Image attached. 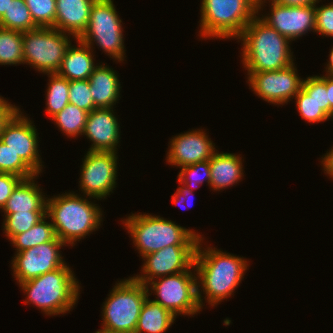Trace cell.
Returning <instances> with one entry per match:
<instances>
[{"mask_svg": "<svg viewBox=\"0 0 333 333\" xmlns=\"http://www.w3.org/2000/svg\"><path fill=\"white\" fill-rule=\"evenodd\" d=\"M202 240L203 237L199 239L194 260L198 302L201 308L204 306L202 290L206 303L208 302L213 307L233 295L232 293L244 279L245 271L249 267L248 261L243 257L231 255L215 247L203 248L200 243Z\"/></svg>", "mask_w": 333, "mask_h": 333, "instance_id": "1", "label": "cell"}, {"mask_svg": "<svg viewBox=\"0 0 333 333\" xmlns=\"http://www.w3.org/2000/svg\"><path fill=\"white\" fill-rule=\"evenodd\" d=\"M237 39L242 41L241 62L248 72L276 71L294 63L291 41L257 15Z\"/></svg>", "mask_w": 333, "mask_h": 333, "instance_id": "2", "label": "cell"}, {"mask_svg": "<svg viewBox=\"0 0 333 333\" xmlns=\"http://www.w3.org/2000/svg\"><path fill=\"white\" fill-rule=\"evenodd\" d=\"M46 215L57 238L67 246H74L76 241L100 228L103 214L87 196L83 198L74 192H65L46 200Z\"/></svg>", "mask_w": 333, "mask_h": 333, "instance_id": "3", "label": "cell"}, {"mask_svg": "<svg viewBox=\"0 0 333 333\" xmlns=\"http://www.w3.org/2000/svg\"><path fill=\"white\" fill-rule=\"evenodd\" d=\"M26 293L25 304H34L46 315H60L70 311L79 298L80 285L67 264L19 283Z\"/></svg>", "mask_w": 333, "mask_h": 333, "instance_id": "4", "label": "cell"}, {"mask_svg": "<svg viewBox=\"0 0 333 333\" xmlns=\"http://www.w3.org/2000/svg\"><path fill=\"white\" fill-rule=\"evenodd\" d=\"M122 221L141 257L168 246H197L202 237L195 230L152 214H132Z\"/></svg>", "mask_w": 333, "mask_h": 333, "instance_id": "5", "label": "cell"}, {"mask_svg": "<svg viewBox=\"0 0 333 333\" xmlns=\"http://www.w3.org/2000/svg\"><path fill=\"white\" fill-rule=\"evenodd\" d=\"M201 38H238L257 15L253 0H202Z\"/></svg>", "mask_w": 333, "mask_h": 333, "instance_id": "6", "label": "cell"}, {"mask_svg": "<svg viewBox=\"0 0 333 333\" xmlns=\"http://www.w3.org/2000/svg\"><path fill=\"white\" fill-rule=\"evenodd\" d=\"M147 287L133 277L114 285L102 307V329L135 333L141 308L149 297Z\"/></svg>", "mask_w": 333, "mask_h": 333, "instance_id": "7", "label": "cell"}, {"mask_svg": "<svg viewBox=\"0 0 333 333\" xmlns=\"http://www.w3.org/2000/svg\"><path fill=\"white\" fill-rule=\"evenodd\" d=\"M119 18L113 0H95L87 28L78 39L92 49L95 43L110 58L118 62L124 61L126 53L122 20Z\"/></svg>", "mask_w": 333, "mask_h": 333, "instance_id": "8", "label": "cell"}, {"mask_svg": "<svg viewBox=\"0 0 333 333\" xmlns=\"http://www.w3.org/2000/svg\"><path fill=\"white\" fill-rule=\"evenodd\" d=\"M70 37L54 28L38 27L22 32L23 64H29L43 74L57 73L71 45Z\"/></svg>", "mask_w": 333, "mask_h": 333, "instance_id": "9", "label": "cell"}, {"mask_svg": "<svg viewBox=\"0 0 333 333\" xmlns=\"http://www.w3.org/2000/svg\"><path fill=\"white\" fill-rule=\"evenodd\" d=\"M192 268L194 270L195 266L185 272L154 279L146 285L157 295L153 301L174 316H193L202 309L198 302L197 273L196 270L192 272Z\"/></svg>", "mask_w": 333, "mask_h": 333, "instance_id": "10", "label": "cell"}, {"mask_svg": "<svg viewBox=\"0 0 333 333\" xmlns=\"http://www.w3.org/2000/svg\"><path fill=\"white\" fill-rule=\"evenodd\" d=\"M117 153L87 151L80 169L81 193L89 199H105L113 192L117 180Z\"/></svg>", "mask_w": 333, "mask_h": 333, "instance_id": "11", "label": "cell"}, {"mask_svg": "<svg viewBox=\"0 0 333 333\" xmlns=\"http://www.w3.org/2000/svg\"><path fill=\"white\" fill-rule=\"evenodd\" d=\"M294 64L276 71L247 72L250 89L266 102L287 104L302 88L303 79Z\"/></svg>", "mask_w": 333, "mask_h": 333, "instance_id": "12", "label": "cell"}, {"mask_svg": "<svg viewBox=\"0 0 333 333\" xmlns=\"http://www.w3.org/2000/svg\"><path fill=\"white\" fill-rule=\"evenodd\" d=\"M67 246L61 240H52L18 252L12 260L13 276L17 283L54 271L66 263L60 249Z\"/></svg>", "mask_w": 333, "mask_h": 333, "instance_id": "13", "label": "cell"}, {"mask_svg": "<svg viewBox=\"0 0 333 333\" xmlns=\"http://www.w3.org/2000/svg\"><path fill=\"white\" fill-rule=\"evenodd\" d=\"M197 246H168L142 257L141 275L133 278L145 286L152 280L189 270L194 265Z\"/></svg>", "mask_w": 333, "mask_h": 333, "instance_id": "14", "label": "cell"}, {"mask_svg": "<svg viewBox=\"0 0 333 333\" xmlns=\"http://www.w3.org/2000/svg\"><path fill=\"white\" fill-rule=\"evenodd\" d=\"M32 124L19 109L4 125L0 140L18 154L36 174H40L43 165L38 150V133Z\"/></svg>", "mask_w": 333, "mask_h": 333, "instance_id": "15", "label": "cell"}, {"mask_svg": "<svg viewBox=\"0 0 333 333\" xmlns=\"http://www.w3.org/2000/svg\"><path fill=\"white\" fill-rule=\"evenodd\" d=\"M267 15L260 18L290 41L302 37L308 31L315 32V4L287 6L271 3L270 14Z\"/></svg>", "mask_w": 333, "mask_h": 333, "instance_id": "16", "label": "cell"}, {"mask_svg": "<svg viewBox=\"0 0 333 333\" xmlns=\"http://www.w3.org/2000/svg\"><path fill=\"white\" fill-rule=\"evenodd\" d=\"M167 163L183 167L209 160L216 151L215 143L202 129L187 131L171 138Z\"/></svg>", "mask_w": 333, "mask_h": 333, "instance_id": "17", "label": "cell"}, {"mask_svg": "<svg viewBox=\"0 0 333 333\" xmlns=\"http://www.w3.org/2000/svg\"><path fill=\"white\" fill-rule=\"evenodd\" d=\"M113 111V108H96L88 113L83 134L93 143L89 151L117 153L120 126Z\"/></svg>", "mask_w": 333, "mask_h": 333, "instance_id": "18", "label": "cell"}, {"mask_svg": "<svg viewBox=\"0 0 333 333\" xmlns=\"http://www.w3.org/2000/svg\"><path fill=\"white\" fill-rule=\"evenodd\" d=\"M95 0H56L54 29L78 39L87 28Z\"/></svg>", "mask_w": 333, "mask_h": 333, "instance_id": "19", "label": "cell"}, {"mask_svg": "<svg viewBox=\"0 0 333 333\" xmlns=\"http://www.w3.org/2000/svg\"><path fill=\"white\" fill-rule=\"evenodd\" d=\"M116 73L104 64L93 70L88 80L95 108H113L119 100L121 84Z\"/></svg>", "mask_w": 333, "mask_h": 333, "instance_id": "20", "label": "cell"}, {"mask_svg": "<svg viewBox=\"0 0 333 333\" xmlns=\"http://www.w3.org/2000/svg\"><path fill=\"white\" fill-rule=\"evenodd\" d=\"M210 161V188L215 191L226 189L237 184L243 174V163L240 155L234 153L214 152Z\"/></svg>", "mask_w": 333, "mask_h": 333, "instance_id": "21", "label": "cell"}, {"mask_svg": "<svg viewBox=\"0 0 333 333\" xmlns=\"http://www.w3.org/2000/svg\"><path fill=\"white\" fill-rule=\"evenodd\" d=\"M36 176L22 179L15 189L12 191L6 205L2 211L7 216L15 212H27V211H46L47 197L42 194L37 182L35 183Z\"/></svg>", "mask_w": 333, "mask_h": 333, "instance_id": "22", "label": "cell"}, {"mask_svg": "<svg viewBox=\"0 0 333 333\" xmlns=\"http://www.w3.org/2000/svg\"><path fill=\"white\" fill-rule=\"evenodd\" d=\"M75 40L78 47L72 44L68 47L57 74L69 81L88 80L97 66V64L94 65L93 51L81 40Z\"/></svg>", "mask_w": 333, "mask_h": 333, "instance_id": "23", "label": "cell"}, {"mask_svg": "<svg viewBox=\"0 0 333 333\" xmlns=\"http://www.w3.org/2000/svg\"><path fill=\"white\" fill-rule=\"evenodd\" d=\"M170 311L147 297L139 315L135 333H163L175 321Z\"/></svg>", "mask_w": 333, "mask_h": 333, "instance_id": "24", "label": "cell"}, {"mask_svg": "<svg viewBox=\"0 0 333 333\" xmlns=\"http://www.w3.org/2000/svg\"><path fill=\"white\" fill-rule=\"evenodd\" d=\"M47 215L41 218L28 231L14 235L9 241L16 248V253L38 246L52 240H59L51 222H47Z\"/></svg>", "mask_w": 333, "mask_h": 333, "instance_id": "25", "label": "cell"}, {"mask_svg": "<svg viewBox=\"0 0 333 333\" xmlns=\"http://www.w3.org/2000/svg\"><path fill=\"white\" fill-rule=\"evenodd\" d=\"M87 111L73 104H67L66 107L54 115L51 119L57 127L68 137H78L83 135L85 124L88 117Z\"/></svg>", "mask_w": 333, "mask_h": 333, "instance_id": "26", "label": "cell"}, {"mask_svg": "<svg viewBox=\"0 0 333 333\" xmlns=\"http://www.w3.org/2000/svg\"><path fill=\"white\" fill-rule=\"evenodd\" d=\"M22 32L0 27V65L23 64Z\"/></svg>", "mask_w": 333, "mask_h": 333, "instance_id": "27", "label": "cell"}, {"mask_svg": "<svg viewBox=\"0 0 333 333\" xmlns=\"http://www.w3.org/2000/svg\"><path fill=\"white\" fill-rule=\"evenodd\" d=\"M50 77L46 94V114L52 118L69 104V80L57 73L46 74Z\"/></svg>", "mask_w": 333, "mask_h": 333, "instance_id": "28", "label": "cell"}, {"mask_svg": "<svg viewBox=\"0 0 333 333\" xmlns=\"http://www.w3.org/2000/svg\"><path fill=\"white\" fill-rule=\"evenodd\" d=\"M0 27L20 32L37 29L25 0H12L8 10L0 18Z\"/></svg>", "mask_w": 333, "mask_h": 333, "instance_id": "29", "label": "cell"}, {"mask_svg": "<svg viewBox=\"0 0 333 333\" xmlns=\"http://www.w3.org/2000/svg\"><path fill=\"white\" fill-rule=\"evenodd\" d=\"M45 215L46 211H18L11 213L3 219V231L8 240H10L14 235L28 231Z\"/></svg>", "mask_w": 333, "mask_h": 333, "instance_id": "30", "label": "cell"}, {"mask_svg": "<svg viewBox=\"0 0 333 333\" xmlns=\"http://www.w3.org/2000/svg\"><path fill=\"white\" fill-rule=\"evenodd\" d=\"M0 172L12 173L23 179L37 174L22 160V158L0 140Z\"/></svg>", "mask_w": 333, "mask_h": 333, "instance_id": "31", "label": "cell"}, {"mask_svg": "<svg viewBox=\"0 0 333 333\" xmlns=\"http://www.w3.org/2000/svg\"><path fill=\"white\" fill-rule=\"evenodd\" d=\"M35 25L53 28L56 18V0H25Z\"/></svg>", "mask_w": 333, "mask_h": 333, "instance_id": "32", "label": "cell"}, {"mask_svg": "<svg viewBox=\"0 0 333 333\" xmlns=\"http://www.w3.org/2000/svg\"><path fill=\"white\" fill-rule=\"evenodd\" d=\"M200 174H203L200 176ZM210 161L205 160L181 167L178 182L187 186L191 191L203 184L204 180L210 187Z\"/></svg>", "mask_w": 333, "mask_h": 333, "instance_id": "33", "label": "cell"}, {"mask_svg": "<svg viewBox=\"0 0 333 333\" xmlns=\"http://www.w3.org/2000/svg\"><path fill=\"white\" fill-rule=\"evenodd\" d=\"M294 99L300 117L308 123H319L331 118L302 88Z\"/></svg>", "mask_w": 333, "mask_h": 333, "instance_id": "34", "label": "cell"}, {"mask_svg": "<svg viewBox=\"0 0 333 333\" xmlns=\"http://www.w3.org/2000/svg\"><path fill=\"white\" fill-rule=\"evenodd\" d=\"M302 89L330 116L326 74L324 76L307 77L302 82Z\"/></svg>", "mask_w": 333, "mask_h": 333, "instance_id": "35", "label": "cell"}, {"mask_svg": "<svg viewBox=\"0 0 333 333\" xmlns=\"http://www.w3.org/2000/svg\"><path fill=\"white\" fill-rule=\"evenodd\" d=\"M69 103L87 112L96 109L90 92L89 80L69 81Z\"/></svg>", "mask_w": 333, "mask_h": 333, "instance_id": "36", "label": "cell"}, {"mask_svg": "<svg viewBox=\"0 0 333 333\" xmlns=\"http://www.w3.org/2000/svg\"><path fill=\"white\" fill-rule=\"evenodd\" d=\"M315 15V32L325 37H333V2L321 7L315 4Z\"/></svg>", "mask_w": 333, "mask_h": 333, "instance_id": "37", "label": "cell"}, {"mask_svg": "<svg viewBox=\"0 0 333 333\" xmlns=\"http://www.w3.org/2000/svg\"><path fill=\"white\" fill-rule=\"evenodd\" d=\"M23 178L12 174L0 172V209L6 205L12 191Z\"/></svg>", "mask_w": 333, "mask_h": 333, "instance_id": "38", "label": "cell"}, {"mask_svg": "<svg viewBox=\"0 0 333 333\" xmlns=\"http://www.w3.org/2000/svg\"><path fill=\"white\" fill-rule=\"evenodd\" d=\"M20 108L11 104L4 97H0V134L3 131L4 125Z\"/></svg>", "mask_w": 333, "mask_h": 333, "instance_id": "39", "label": "cell"}, {"mask_svg": "<svg viewBox=\"0 0 333 333\" xmlns=\"http://www.w3.org/2000/svg\"><path fill=\"white\" fill-rule=\"evenodd\" d=\"M179 184H180V186L181 185L182 186L178 187V189L176 190V192L174 193V195H172V202H173L174 205L181 204L183 206L184 202H186V201L190 202V200H188L187 197H189L190 195L192 196L193 195V191H191L187 186L181 184L180 182H179Z\"/></svg>", "mask_w": 333, "mask_h": 333, "instance_id": "40", "label": "cell"}, {"mask_svg": "<svg viewBox=\"0 0 333 333\" xmlns=\"http://www.w3.org/2000/svg\"><path fill=\"white\" fill-rule=\"evenodd\" d=\"M321 164L323 166L324 173L330 177L333 178V147L329 152L322 157Z\"/></svg>", "mask_w": 333, "mask_h": 333, "instance_id": "41", "label": "cell"}, {"mask_svg": "<svg viewBox=\"0 0 333 333\" xmlns=\"http://www.w3.org/2000/svg\"><path fill=\"white\" fill-rule=\"evenodd\" d=\"M321 0H279L278 3L287 6H307L310 4L319 3Z\"/></svg>", "mask_w": 333, "mask_h": 333, "instance_id": "42", "label": "cell"}, {"mask_svg": "<svg viewBox=\"0 0 333 333\" xmlns=\"http://www.w3.org/2000/svg\"><path fill=\"white\" fill-rule=\"evenodd\" d=\"M327 92L330 102V117L333 119V76L327 75Z\"/></svg>", "mask_w": 333, "mask_h": 333, "instance_id": "43", "label": "cell"}, {"mask_svg": "<svg viewBox=\"0 0 333 333\" xmlns=\"http://www.w3.org/2000/svg\"><path fill=\"white\" fill-rule=\"evenodd\" d=\"M329 53V61L327 67H325L326 75L333 76V47Z\"/></svg>", "mask_w": 333, "mask_h": 333, "instance_id": "44", "label": "cell"}, {"mask_svg": "<svg viewBox=\"0 0 333 333\" xmlns=\"http://www.w3.org/2000/svg\"><path fill=\"white\" fill-rule=\"evenodd\" d=\"M10 1L12 0H0V18L7 12Z\"/></svg>", "mask_w": 333, "mask_h": 333, "instance_id": "45", "label": "cell"}, {"mask_svg": "<svg viewBox=\"0 0 333 333\" xmlns=\"http://www.w3.org/2000/svg\"><path fill=\"white\" fill-rule=\"evenodd\" d=\"M266 0H253L254 2V5H255V8L257 9V13H259V10L262 9V7L265 5L264 3H267L265 2ZM269 1V0H268ZM279 0H270L269 2L270 3H276L278 2Z\"/></svg>", "mask_w": 333, "mask_h": 333, "instance_id": "46", "label": "cell"}, {"mask_svg": "<svg viewBox=\"0 0 333 333\" xmlns=\"http://www.w3.org/2000/svg\"><path fill=\"white\" fill-rule=\"evenodd\" d=\"M96 333H125V332H116V331H110V330L101 328L98 331H96Z\"/></svg>", "mask_w": 333, "mask_h": 333, "instance_id": "47", "label": "cell"}]
</instances>
